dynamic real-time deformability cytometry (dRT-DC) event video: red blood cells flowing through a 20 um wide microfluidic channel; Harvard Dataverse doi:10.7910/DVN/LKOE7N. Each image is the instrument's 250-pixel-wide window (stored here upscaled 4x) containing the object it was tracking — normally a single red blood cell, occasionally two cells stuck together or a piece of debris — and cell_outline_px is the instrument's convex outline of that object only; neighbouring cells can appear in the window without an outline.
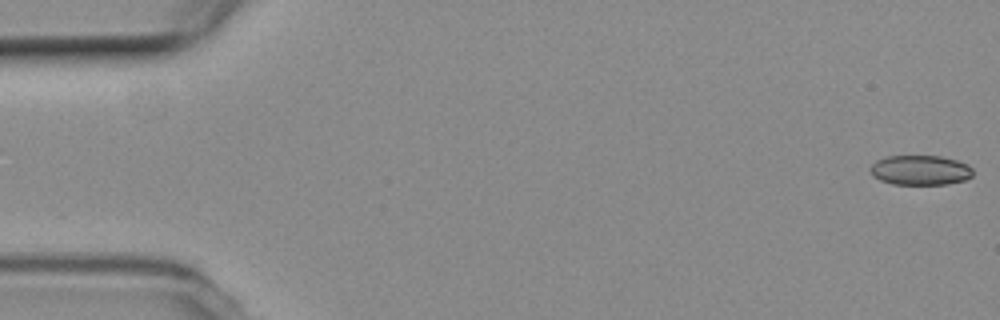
{"species": "common noctule bat (a hibernating species)", "species_latin": "Nyctalus noctula", "temperature_condition": "room temperature", "stored_images_in_passage": 30, "camera_frame_rate_fps": 3000, "um_per_image_px": 0.085, "animal": {"sex": "female", "body_mass_g": 19.3, "forearm_length_mm": 54.1}, "frame": {"image": 1, "passage_image": 1, "time_ms": 0.0, "image_size_px": [1000, 320], "cell_outline_px": [[972, 176], [964, 180], [948, 184], [892, 184], [880, 180], [872, 176], [868, 168], [876, 160], [888, 156], [940, 156], [956, 160], [968, 164], [972, 168]], "centroid_in_image_um": [78.2, 14.46], "position_along_channel_um": 6.8, "area_um2": 17.92}}
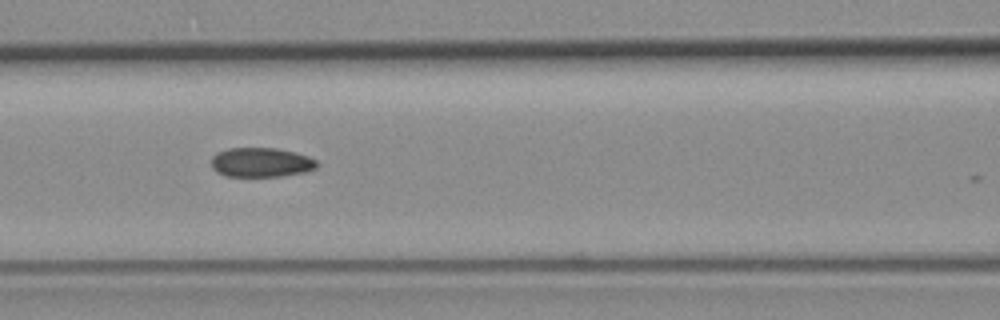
{"frame": {"image": 2, "passage_image": 23, "time_ms": 7.333, "image_size_px": [1000, 320], "cell_outline_px": [[316, 168], [304, 172], [280, 176], [224, 176], [216, 172], [212, 168], [212, 156], [228, 148], [276, 148], [308, 156], [316, 160]], "centroid_in_image_um": [22.16, 13.81], "position_along_channel_um": 144.4, "area_um2": 17.92}}
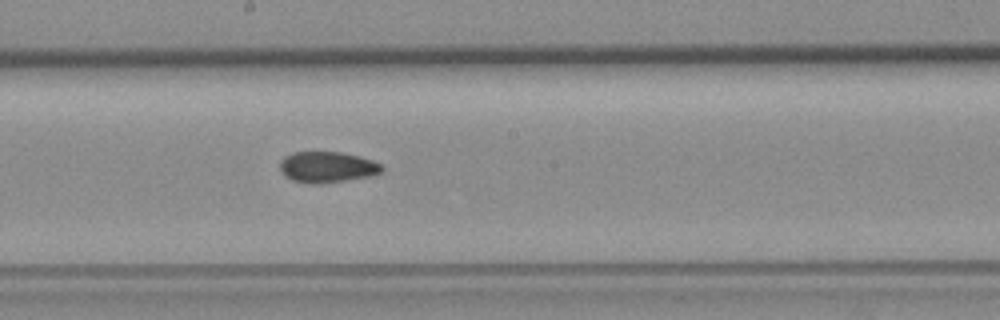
{"frame": {"image": 3, "passage_image": 29, "time_ms": 9.333, "image_size_px": [1000, 320], "cell_outline_px": [[384, 168], [376, 176], [320, 184], [308, 184], [292, 180], [284, 176], [280, 168], [280, 160], [284, 156], [292, 152], [340, 152], [360, 156], [372, 160], [380, 164]], "centroid_in_image_um": [27.81, 14.21], "position_along_channel_um": 220.4, "area_um2": 18.73}}